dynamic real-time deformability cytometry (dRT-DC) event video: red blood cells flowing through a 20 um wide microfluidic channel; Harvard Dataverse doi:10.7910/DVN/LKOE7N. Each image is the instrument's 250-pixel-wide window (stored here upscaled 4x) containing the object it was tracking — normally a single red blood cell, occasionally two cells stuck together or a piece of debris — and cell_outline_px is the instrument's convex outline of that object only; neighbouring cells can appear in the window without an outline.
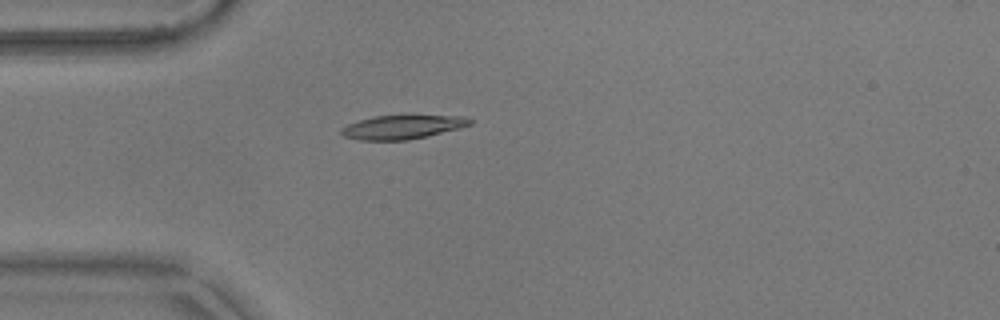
{"species": "common noctule bat (a hibernating species)", "species_latin": "Nyctalus noctula", "temperature_condition": "warm", "stored_images_in_passage": 18, "camera_frame_rate_fps": 3000, "um_per_image_px": 0.085, "animal": {"sex": "male", "body_mass_g": 17.9}, "frame": {"image": 1, "passage_image": 8, "time_ms": 2.333, "image_size_px": [1000, 320], "cell_outline_px": [[472, 124], [460, 128], [428, 136], [408, 140], [360, 140], [344, 136], [340, 132], [340, 128], [348, 124], [360, 120], [376, 116], [408, 112], [464, 116], [472, 120]], "centroid_in_image_um": [34.28, 10.74], "position_along_channel_um": 50.7, "area_um2": 18.96}}